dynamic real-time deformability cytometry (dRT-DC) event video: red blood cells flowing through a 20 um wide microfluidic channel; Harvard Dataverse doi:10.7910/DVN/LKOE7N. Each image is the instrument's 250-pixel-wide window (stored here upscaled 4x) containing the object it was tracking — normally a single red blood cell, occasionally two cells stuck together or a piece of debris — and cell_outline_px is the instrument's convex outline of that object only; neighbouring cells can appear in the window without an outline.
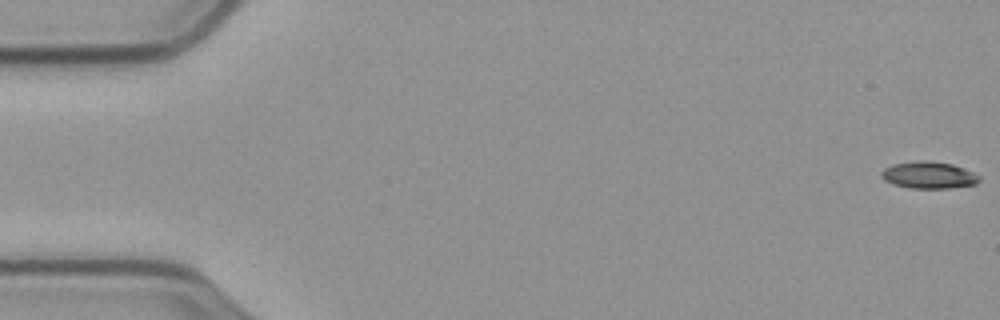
{"species": "common noctule bat (a hibernating species)", "species_latin": "Nyctalus noctula", "temperature_condition": "cold", "stored_images_in_passage": 59, "camera_frame_rate_fps": 3000, "um_per_image_px": 0.085, "animal": {"sex": "male", "body_mass_g": 23.1, "forearm_length_mm": 52.7}, "frame": {"image": 1, "passage_image": 1, "time_ms": 0.0, "image_size_px": [1000, 320], "cell_outline_px": [[980, 180], [976, 184], [948, 188], [908, 188], [892, 184], [884, 180], [880, 176], [880, 172], [884, 168], [892, 164], [916, 160], [928, 160], [952, 164], [964, 168], [980, 176]], "centroid_in_image_um": [78.9, 14.87], "position_along_channel_um": 6.1, "area_um2": 15.55}}
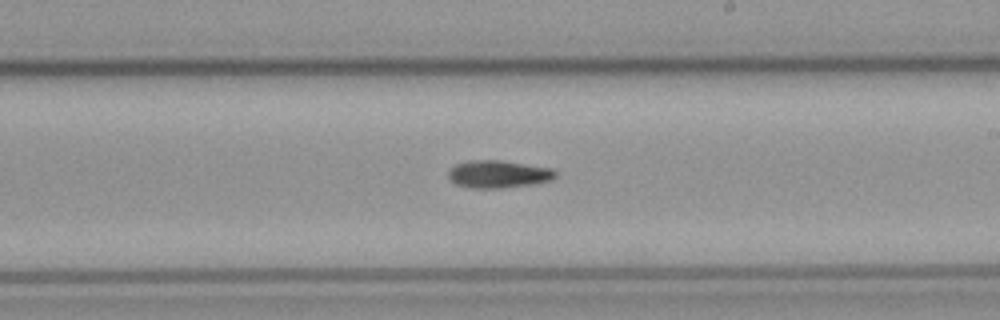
{"frame": {"image": 2, "passage_image": 34, "time_ms": 11.0, "image_size_px": [1000, 320], "cell_outline_px": [[556, 176], [552, 180], [532, 184], [500, 188], [468, 188], [456, 184], [448, 176], [448, 172], [456, 164], [468, 160], [504, 160], [552, 168], [556, 172]], "centroid_in_image_um": [42.37, 14.79], "position_along_channel_um": 246.6, "area_um2": 17.28}}
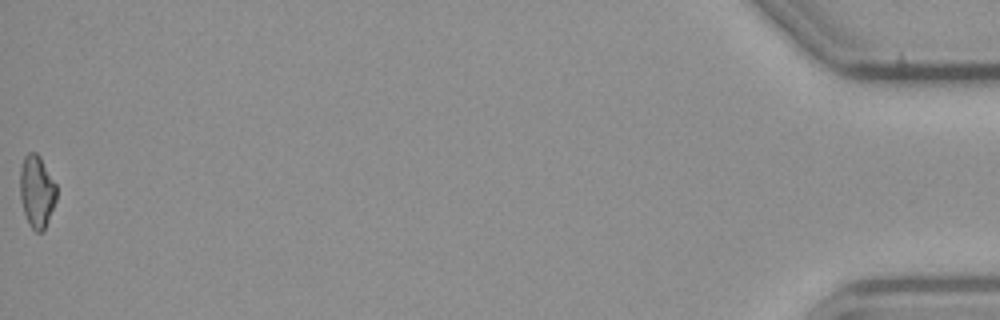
{"frame": {"image": 3, "passage_image": 59, "time_ms": 19.333, "image_size_px": [1000, 320], "cell_outline_px": [[56, 200], [44, 232], [36, 232], [32, 228], [24, 212], [20, 196], [20, 168], [24, 156], [28, 152], [36, 152], [40, 156], [56, 184]], "centroid_in_image_um": [3.13, 16.26], "position_along_channel_um": 432.1, "area_um2": 15.37}}